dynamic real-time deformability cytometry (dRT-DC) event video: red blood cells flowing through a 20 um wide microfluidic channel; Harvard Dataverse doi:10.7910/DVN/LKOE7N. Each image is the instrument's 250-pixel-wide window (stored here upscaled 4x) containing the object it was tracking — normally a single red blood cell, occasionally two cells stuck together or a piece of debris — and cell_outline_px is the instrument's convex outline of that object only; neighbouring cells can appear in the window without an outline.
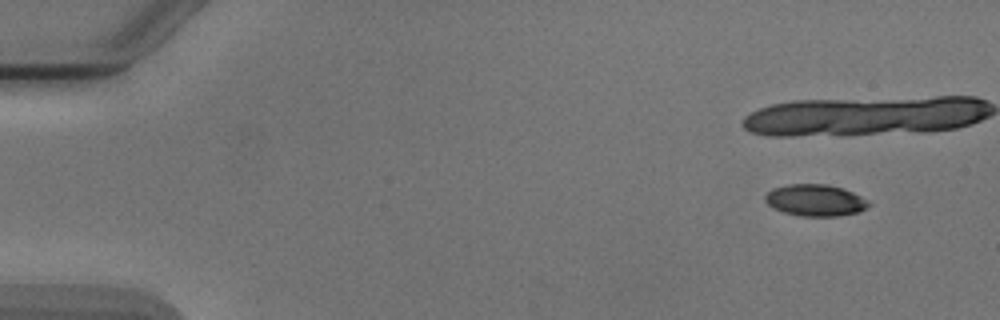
{"species": "Egyptian fruit bat (a non-hibernating species)", "species_latin": "Rousettus aegyptiacus", "temperature_condition": "cold", "stored_images_in_passage": 8, "camera_frame_rate_fps": 3000, "um_per_image_px": 0.085, "animal": {"sex": "male"}, "frame": {"image": 1, "passage_image": 1, "time_ms": 0.0, "image_size_px": [1000, 320], "cell_outline_px": [[872, 204], [856, 212], [836, 216], [804, 216], [784, 212], [772, 208], [764, 200], [764, 196], [772, 188], [788, 184], [828, 184], [844, 188], [860, 196]], "centroid_in_image_um": [69.26, 17.0], "position_along_channel_um": 15.7, "area_um2": 19.02}}
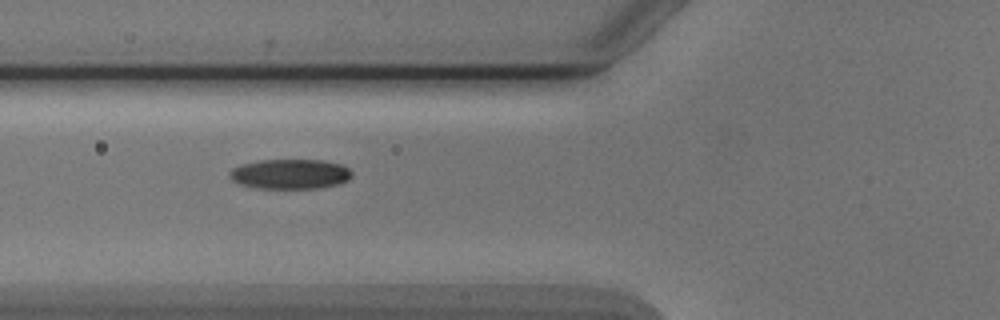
{"frame": {"image": 2, "passage_image": 7, "time_ms": 7.0, "image_size_px": [1000, 320], "cell_outline_px": [[352, 176], [348, 180], [336, 184], [316, 188], [260, 188], [240, 184], [232, 180], [228, 176], [228, 172], [232, 168], [240, 164], [260, 160], [324, 160], [340, 164], [348, 168], [352, 172]], "centroid_in_image_um": [24.63, 14.78], "position_along_channel_um": 101.2, "area_um2": 21.27}}
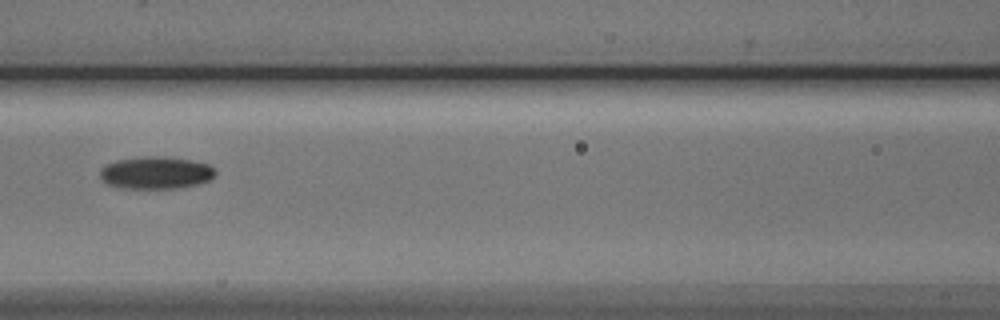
{"frame": {"image": 3, "passage_image": 8, "time_ms": 8.333, "image_size_px": [1000, 320], "cell_outline_px": [[216, 176], [208, 180], [196, 184], [176, 188], [124, 188], [108, 184], [100, 176], [100, 168], [104, 164], [116, 160], [144, 156], [172, 156], [192, 160], [208, 164], [216, 168]], "centroid_in_image_um": [13.27, 14.66], "position_along_channel_um": 153.3, "area_um2": 21.96}}